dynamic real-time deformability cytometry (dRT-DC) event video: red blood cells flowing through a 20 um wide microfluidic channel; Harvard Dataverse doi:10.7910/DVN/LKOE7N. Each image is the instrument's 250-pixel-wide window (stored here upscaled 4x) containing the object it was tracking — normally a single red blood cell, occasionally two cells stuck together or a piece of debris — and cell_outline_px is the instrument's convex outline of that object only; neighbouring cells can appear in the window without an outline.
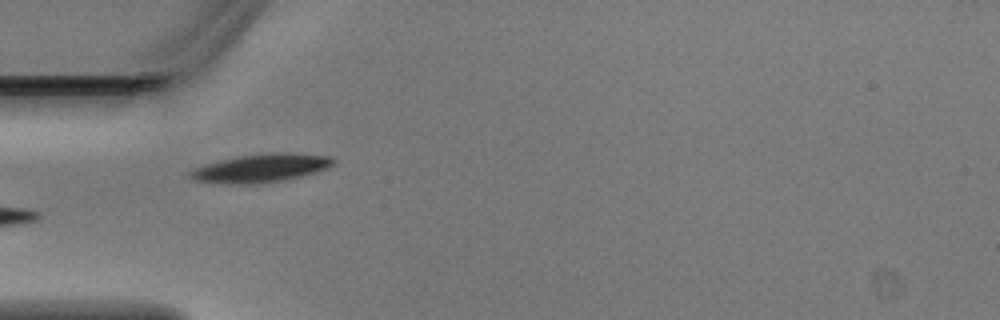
{"species": "Egyptian fruit bat (a non-hibernating species)", "species_latin": "Rousettus aegyptiacus", "temperature_condition": "warm", "stored_images_in_passage": 6, "camera_frame_rate_fps": 3000, "um_per_image_px": 0.085, "animal": {"sex": "male"}, "frame": {"image": 1, "passage_image": 5, "time_ms": 1.333, "image_size_px": [1000, 320], "cell_outline_px": [[336, 164], [328, 168], [316, 172], [284, 180], [260, 184], [228, 184], [196, 180], [188, 176], [188, 172], [204, 164], [220, 160], [240, 156], [268, 152], [288, 152], [332, 156], [336, 160]], "centroid_in_image_um": [22.24, 14.28], "position_along_channel_um": 62.8, "area_um2": 23.87}}